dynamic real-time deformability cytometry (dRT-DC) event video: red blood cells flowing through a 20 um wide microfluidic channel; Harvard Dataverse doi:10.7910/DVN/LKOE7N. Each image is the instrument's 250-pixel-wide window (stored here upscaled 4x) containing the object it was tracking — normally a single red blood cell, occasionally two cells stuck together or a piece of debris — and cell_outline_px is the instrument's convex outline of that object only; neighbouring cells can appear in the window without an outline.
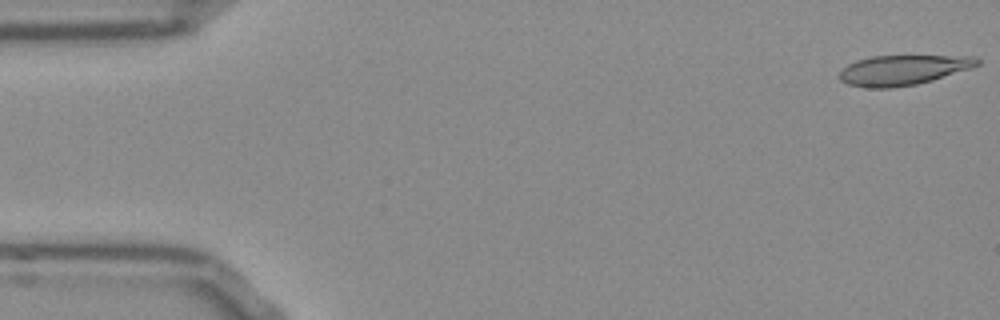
{"species": "Egyptian fruit bat (a non-hibernating species)", "species_latin": "Rousettus aegyptiacus", "temperature_condition": "room temperature", "stored_images_in_passage": 16, "camera_frame_rate_fps": 3000, "um_per_image_px": 0.085, "frame": {"image": 1, "passage_image": 1, "time_ms": 0.0, "image_size_px": [1000, 320], "cell_outline_px": [[980, 64], [932, 80], [916, 84], [892, 88], [868, 88], [848, 84], [840, 80], [836, 76], [848, 64], [856, 60], [872, 56], [976, 56], [980, 60]], "centroid_in_image_um": [76.7, 5.95], "position_along_channel_um": 8.3, "area_um2": 23.93}}
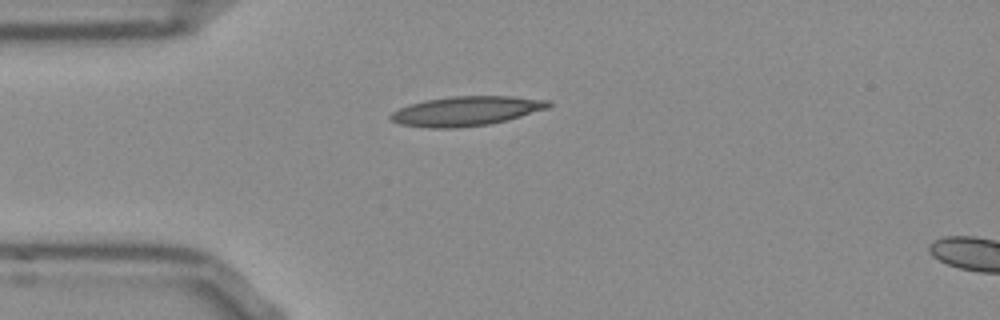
{"frame": {"image": 2, "passage_image": 13, "time_ms": 4.0, "image_size_px": [1000, 320], "cell_outline_px": [[552, 104], [548, 108], [508, 120], [488, 124], [456, 128], [432, 128], [400, 124], [392, 120], [388, 116], [392, 112], [408, 104], [424, 100], [452, 96], [512, 96], [552, 100]], "centroid_in_image_um": [39.65, 9.43], "position_along_channel_um": 45.4, "area_um2": 27.22}}